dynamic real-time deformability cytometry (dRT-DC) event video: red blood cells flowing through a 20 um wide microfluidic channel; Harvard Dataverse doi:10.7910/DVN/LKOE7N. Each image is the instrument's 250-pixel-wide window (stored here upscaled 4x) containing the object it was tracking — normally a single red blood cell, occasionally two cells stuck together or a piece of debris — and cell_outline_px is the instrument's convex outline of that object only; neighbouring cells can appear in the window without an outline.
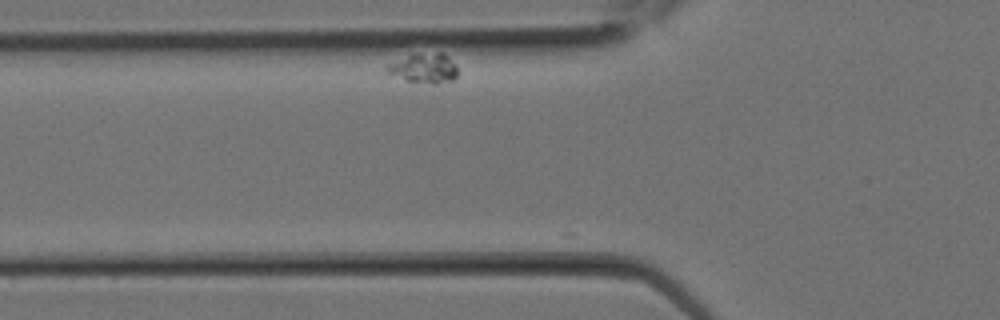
{"species": "Egyptian fruit bat (a non-hibernating species)", "species_latin": "Rousettus aegyptiacus", "temperature_condition": "room temperature", "stored_images_in_passage": 11, "camera_frame_rate_fps": 3000, "um_per_image_px": 0.085, "animal": {"sex": "female"}, "frame": {"image": 1, "passage_image": 2, "time_ms": 0.333, "image_size_px": [1000, 320], "cell_outline_px": [[456, 76], [452, 80], [432, 84], [404, 80], [388, 72], [384, 68], [388, 64], [408, 56], [440, 52], [448, 56], [456, 64]], "centroid_in_image_um": [36.06, 5.81], "position_along_channel_um": 89.7, "area_um2": 11.85}}
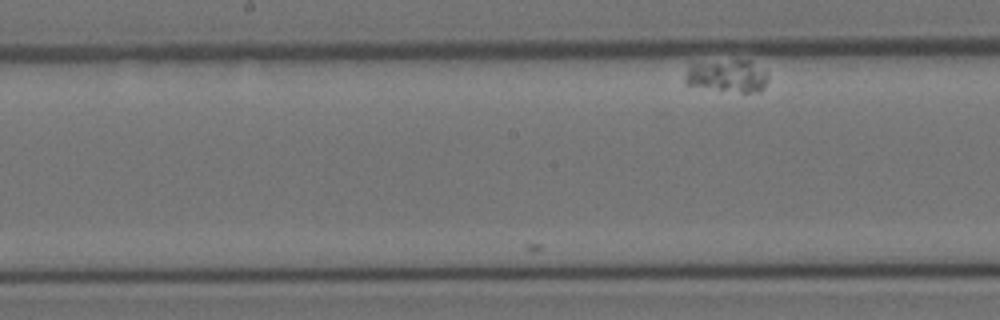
{"frame": {"image": 2, "passage_image": 9, "time_ms": 2.667, "image_size_px": [1000, 320], "cell_outline_px": [[768, 80], [764, 88], [760, 92], [740, 92], [688, 84], [684, 80], [684, 76], [688, 68], [692, 64], [732, 60], [748, 60], [768, 72]], "centroid_in_image_um": [61.89, 6.45], "position_along_channel_um": 186.3, "area_um2": 15.37}}
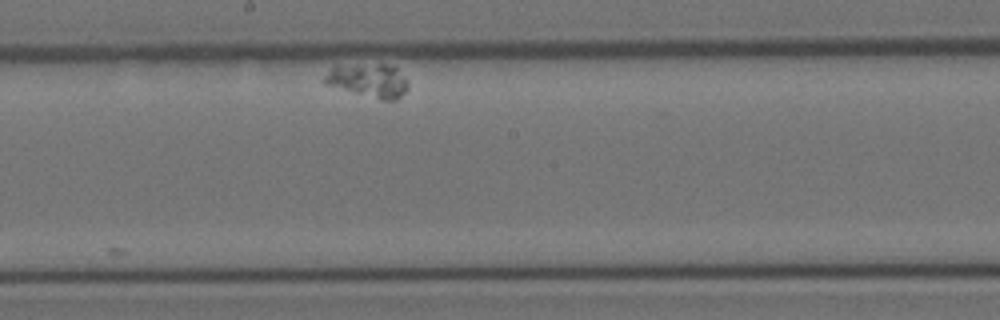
{"frame": {"image": 3, "passage_image": 11, "time_ms": 3.333, "image_size_px": [1000, 320], "cell_outline_px": [[408, 88], [396, 100], [380, 100], [324, 84], [324, 76], [336, 64], [384, 64], [396, 68], [408, 80]], "centroid_in_image_um": [31.31, 6.83], "position_along_channel_um": 216.9, "area_um2": 16.53}}